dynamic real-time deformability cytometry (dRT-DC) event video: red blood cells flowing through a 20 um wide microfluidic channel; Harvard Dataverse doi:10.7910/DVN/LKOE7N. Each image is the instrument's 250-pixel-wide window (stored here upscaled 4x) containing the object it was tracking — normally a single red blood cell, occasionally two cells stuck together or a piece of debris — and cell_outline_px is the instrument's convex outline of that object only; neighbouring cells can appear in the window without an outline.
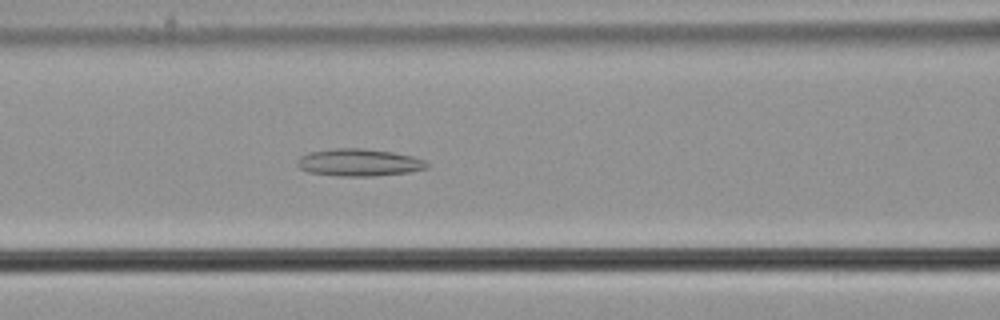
{"species": "common noctule bat (a hibernating species)", "species_latin": "Nyctalus noctula", "temperature_condition": "cold", "stored_images_in_passage": 39, "camera_frame_rate_fps": 3000, "um_per_image_px": 0.085, "animal": {"sex": "male", "body_mass_g": 21.5, "forearm_length_mm": 52.0}, "frame": {"image": 1, "passage_image": 7, "time_ms": 2.0, "image_size_px": [1000, 320], "cell_outline_px": [[428, 168], [408, 172], [372, 176], [336, 176], [308, 172], [300, 168], [296, 164], [300, 156], [308, 152], [336, 148], [364, 148], [392, 152], [412, 156], [424, 160], [428, 164]], "centroid_in_image_um": [30.49, 13.81], "position_along_channel_um": 136.1, "area_um2": 20.63}}
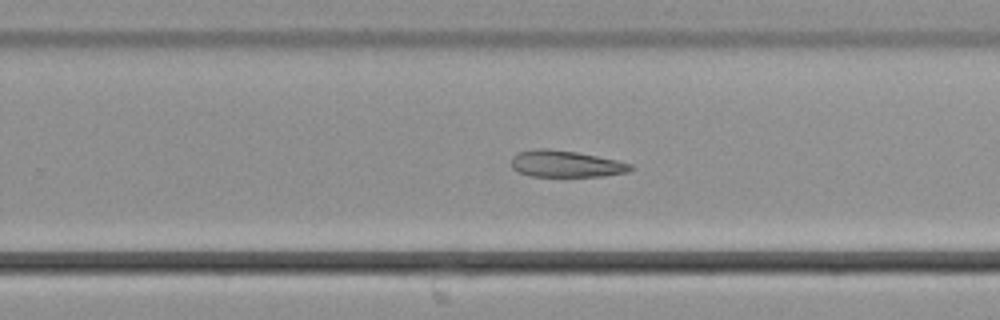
{"frame": {"image": 2, "passage_image": 19, "time_ms": 6.0, "image_size_px": [1000, 320], "cell_outline_px": [[632, 168], [628, 172], [604, 176], [528, 176], [512, 168], [512, 156], [520, 152], [536, 148], [548, 148], [576, 152], [616, 160], [632, 164]], "centroid_in_image_um": [48.08, 13.93], "position_along_channel_um": 281.7, "area_um2": 18.38}}
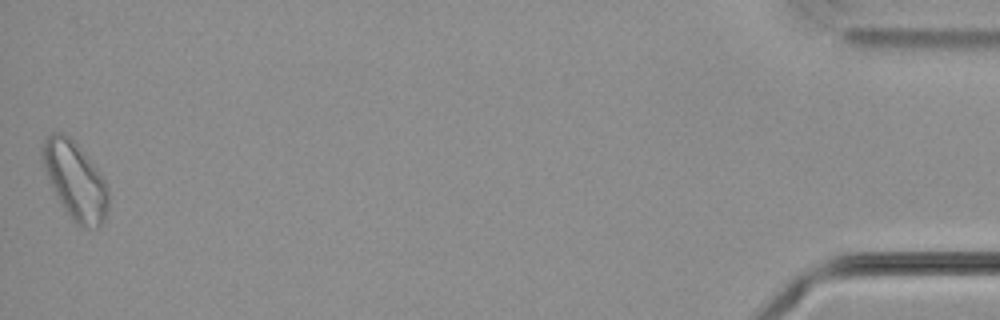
{"frame": {"image": 3, "passage_image": 39, "time_ms": 12.667, "image_size_px": [1000, 320], "cell_outline_px": [[108, 204], [104, 220], [100, 228], [84, 228], [76, 224], [72, 220], [60, 204], [48, 180], [40, 160], [40, 148], [44, 140], [52, 132], [60, 132], [68, 136], [72, 140], [100, 172], [108, 184]], "centroid_in_image_um": [6.36, 15.37], "position_along_channel_um": 428.8, "area_um2": 30.06}}